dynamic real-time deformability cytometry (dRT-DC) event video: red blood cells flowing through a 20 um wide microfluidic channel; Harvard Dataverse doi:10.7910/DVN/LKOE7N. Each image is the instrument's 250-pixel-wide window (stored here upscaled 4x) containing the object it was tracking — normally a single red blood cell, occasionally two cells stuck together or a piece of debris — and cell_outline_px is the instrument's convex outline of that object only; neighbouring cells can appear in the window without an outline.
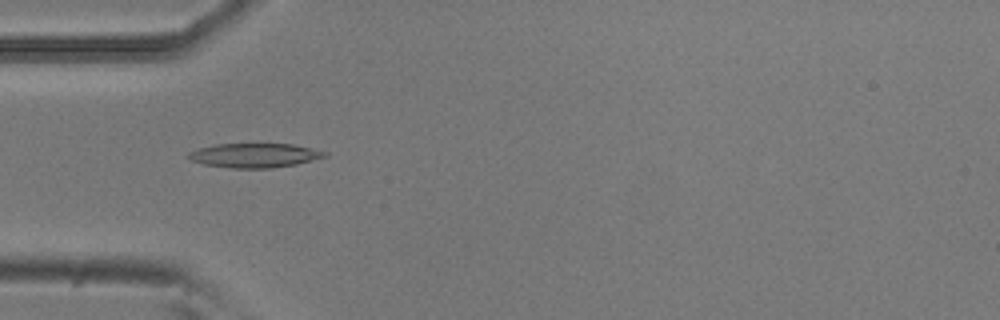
{"species": "common noctule bat (a hibernating species)", "species_latin": "Nyctalus noctula", "temperature_condition": "room temperature", "stored_images_in_passage": 41, "camera_frame_rate_fps": 3000, "um_per_image_px": 0.085, "animal": {"sex": "male", "body_mass_g": 20.5, "forearm_length_mm": 52.5}, "frame": {"image": 1, "passage_image": 16, "time_ms": 5.0, "image_size_px": [1000, 320], "cell_outline_px": [[328, 156], [296, 164], [268, 168], [232, 168], [204, 164], [192, 160], [184, 156], [188, 152], [200, 148], [216, 144], [292, 144], [328, 152]], "centroid_in_image_um": [21.62, 13.2], "position_along_channel_um": 63.4, "area_um2": 19.13}}
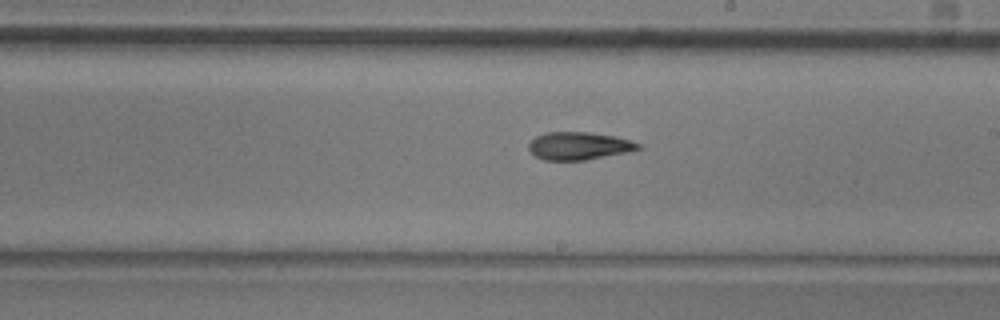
{"frame": {"image": 2, "passage_image": 30, "time_ms": 9.667, "image_size_px": [1000, 320], "cell_outline_px": [[640, 148], [628, 152], [584, 160], [544, 160], [532, 156], [528, 148], [528, 144], [536, 136], [548, 132], [588, 132], [616, 136], [640, 144]], "centroid_in_image_um": [49.15, 12.4], "position_along_channel_um": 239.8, "area_um2": 17.69}}
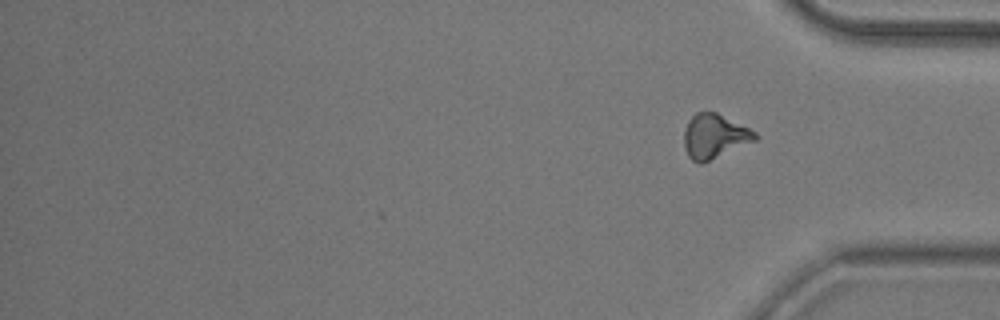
{"frame": {"image": 3, "passage_image": 41, "time_ms": 13.333, "image_size_px": [1000, 320], "cell_outline_px": [[760, 136], [756, 140], [700, 164], [692, 160], [688, 156], [684, 148], [684, 128], [688, 120], [696, 112], [716, 112], [756, 132]], "centroid_in_image_um": [60.7, 11.58], "position_along_channel_um": 374.5, "area_um2": 18.21}, "authors_computed_cell_mechanics": {"area_um2": 18.1492, "velocity_mm_per_s": 3.7726, "shape_relaxation_time_tau1_ms": 5.1952, "shape_relaxation_time_tau2_ms": 6.8414, "deformation_change_tau1": 0.1563, "deformation_change_tau2": 0.1446}}